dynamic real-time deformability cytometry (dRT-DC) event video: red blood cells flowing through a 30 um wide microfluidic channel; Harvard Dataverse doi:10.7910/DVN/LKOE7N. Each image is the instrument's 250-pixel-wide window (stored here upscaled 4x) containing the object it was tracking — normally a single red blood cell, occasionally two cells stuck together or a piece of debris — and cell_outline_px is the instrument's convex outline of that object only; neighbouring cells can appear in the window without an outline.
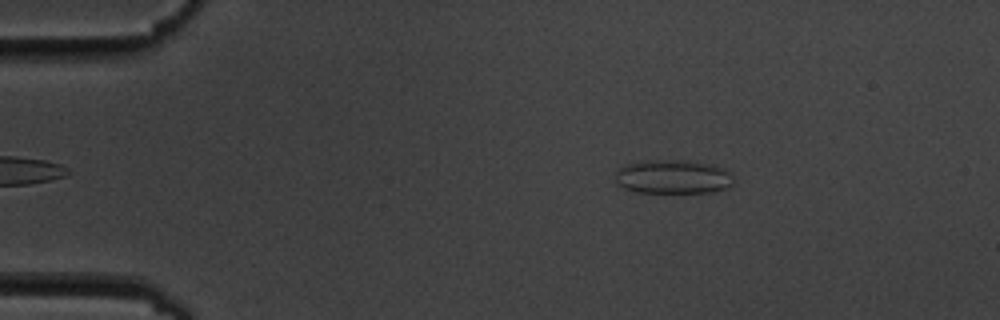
{"species": "common noctule bat (a hibernating species)", "species_latin": "Nyctalus noctula", "temperature_condition": "cold", "stored_images_in_passage": 4, "segment_of_instrument_passage": [1, 2], "camera_frame_rate_fps": 3000, "um_per_image_px": 0.085, "animal": {"sex": "male", "body_mass_g": 19.5, "forearm_length_mm": 54.6}, "frame": {"image": 1, "passage_image": 1, "time_ms": 0.0, "image_size_px": [1000, 320], "cell_outline_px": [[732, 184], [728, 188], [712, 192], [636, 192], [624, 188], [616, 184], [616, 172], [620, 168], [628, 164], [652, 160], [676, 160], [712, 164], [728, 172], [732, 176]], "centroid_in_image_um": [57.19, 15.04], "position_along_channel_um": 27.8, "area_um2": 23.06}}